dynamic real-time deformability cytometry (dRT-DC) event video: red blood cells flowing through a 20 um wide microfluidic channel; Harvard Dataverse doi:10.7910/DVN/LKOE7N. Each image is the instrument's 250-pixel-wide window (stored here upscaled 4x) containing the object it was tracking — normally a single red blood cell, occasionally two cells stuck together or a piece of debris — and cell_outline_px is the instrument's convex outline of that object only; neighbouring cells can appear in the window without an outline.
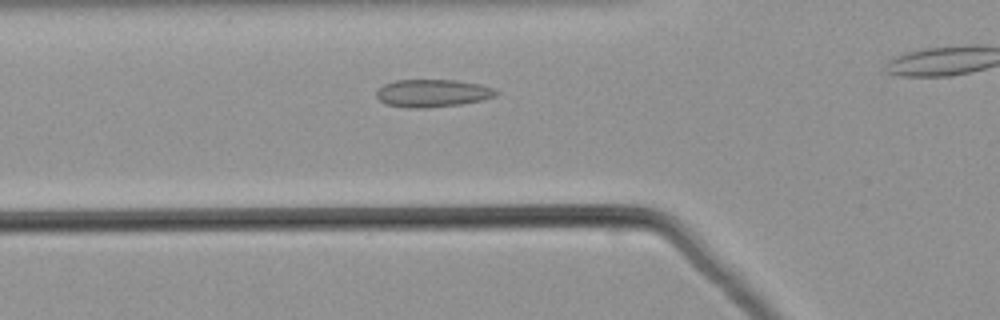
{"species": "common noctule bat (a hibernating species)", "species_latin": "Nyctalus noctula", "temperature_condition": "warm", "stored_images_in_passage": 33, "camera_frame_rate_fps": 3000, "um_per_image_px": 0.085, "animal": {"sex": "male", "body_mass_g": 21.5, "forearm_length_mm": 52.0}, "frame": {"image": 1, "passage_image": 10, "time_ms": 3.0, "image_size_px": [1000, 320], "cell_outline_px": [[500, 92], [496, 96], [480, 100], [460, 104], [424, 108], [408, 108], [384, 104], [376, 96], [376, 92], [384, 84], [396, 80], [456, 80], [480, 84], [496, 88]], "centroid_in_image_um": [36.78, 7.92], "position_along_channel_um": 89.0, "area_um2": 19.36}}
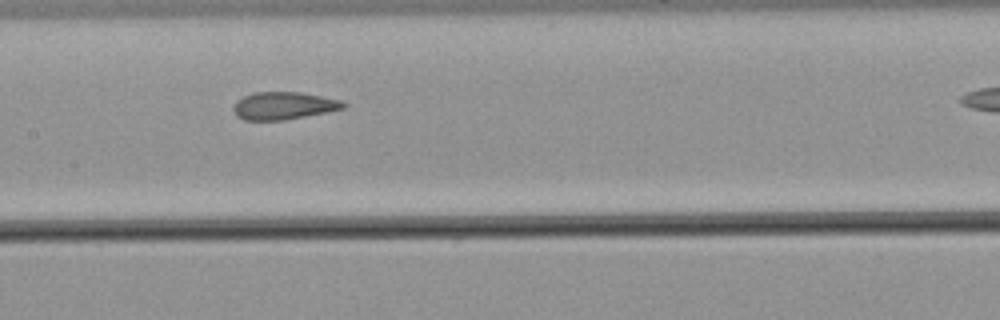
{"frame": {"image": 2, "passage_image": 17, "time_ms": 5.333, "image_size_px": [1000, 320], "cell_outline_px": [[348, 104], [344, 108], [284, 120], [244, 120], [236, 116], [232, 108], [236, 100], [244, 96], [256, 92], [300, 92], [340, 100]], "centroid_in_image_um": [24.06, 8.98], "position_along_channel_um": 183.3, "area_um2": 17.51}}
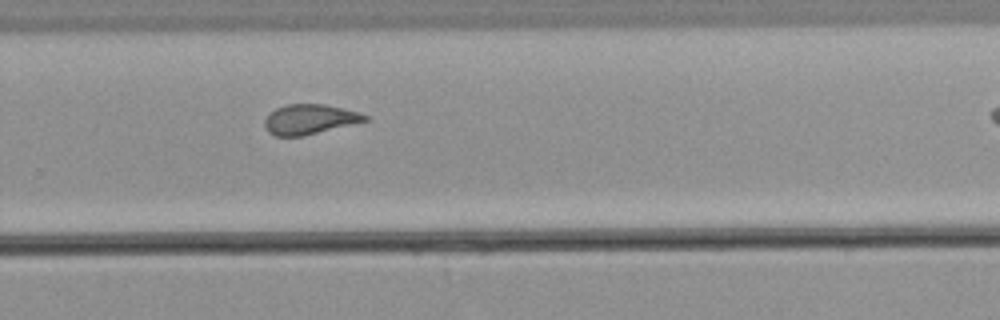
{"frame": {"image": 3, "passage_image": 26, "time_ms": 8.333, "image_size_px": [1000, 320], "cell_outline_px": [[372, 120], [300, 136], [276, 136], [268, 132], [264, 124], [264, 120], [276, 108], [288, 104], [324, 104], [360, 112], [372, 116]], "centroid_in_image_um": [26.39, 10.13], "position_along_channel_um": 303.4, "area_um2": 17.51}}